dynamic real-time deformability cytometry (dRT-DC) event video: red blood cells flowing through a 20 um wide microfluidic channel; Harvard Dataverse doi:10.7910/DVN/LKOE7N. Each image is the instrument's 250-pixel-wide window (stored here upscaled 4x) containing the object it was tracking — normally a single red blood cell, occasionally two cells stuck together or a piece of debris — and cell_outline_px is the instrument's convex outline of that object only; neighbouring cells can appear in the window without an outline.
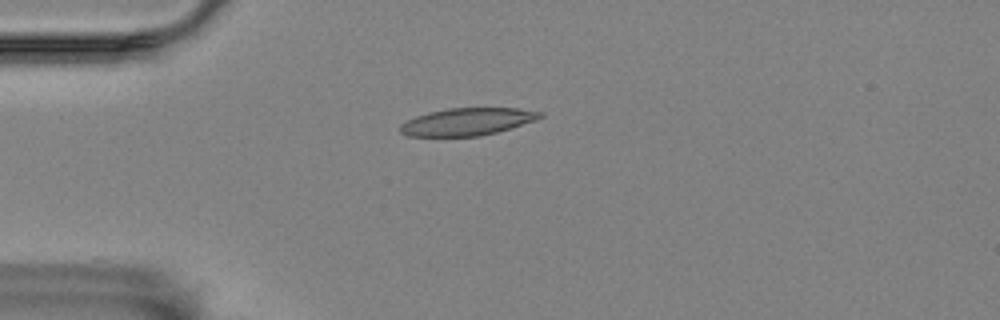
{"species": "Egyptian fruit bat (a non-hibernating species)", "species_latin": "Rousettus aegyptiacus", "temperature_condition": "room temperature", "stored_images_in_passage": 43, "camera_frame_rate_fps": 3000, "um_per_image_px": 0.085, "animal": {"sex": "female"}, "frame": {"image": 1, "passage_image": 1, "time_ms": 0.0, "image_size_px": [1000, 320], "cell_outline_px": [[544, 116], [536, 120], [496, 132], [480, 136], [408, 136], [400, 132], [400, 124], [416, 116], [428, 112], [448, 108], [516, 108], [544, 112]], "centroid_in_image_um": [39.72, 10.34], "position_along_channel_um": 45.3, "area_um2": 22.25}}
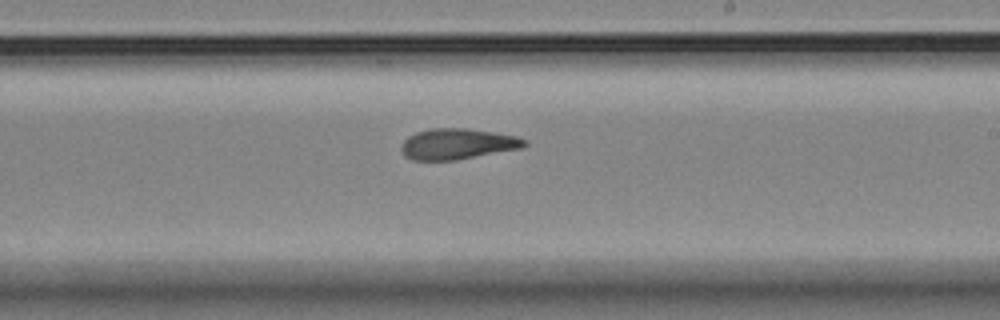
{"frame": {"image": 2, "passage_image": 20, "time_ms": 6.333, "image_size_px": [1000, 320], "cell_outline_px": [[528, 144], [524, 148], [456, 160], [412, 160], [400, 148], [404, 140], [408, 136], [416, 132], [432, 128], [468, 128], [516, 136], [528, 140]], "centroid_in_image_um": [38.94, 12.23], "position_along_channel_um": 250.1, "area_um2": 22.14}}
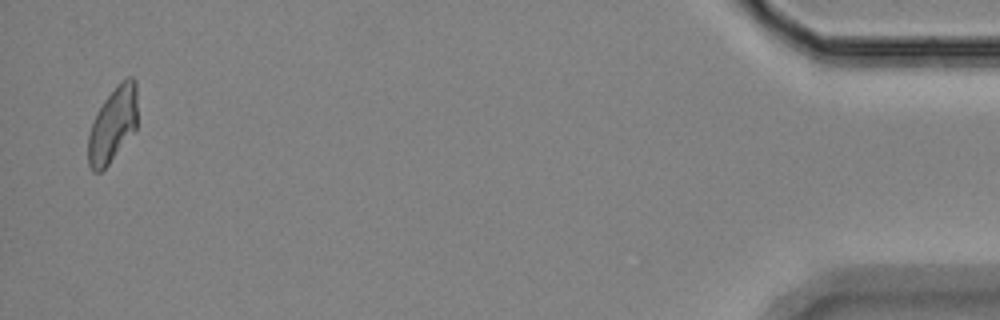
{"frame": {"image": 3, "passage_image": 42, "time_ms": 13.667, "image_size_px": [1000, 320], "cell_outline_px": [[136, 128], [108, 164], [100, 172], [92, 172], [88, 164], [88, 136], [96, 112], [104, 100], [116, 84], [128, 76], [132, 76], [136, 80]], "centroid_in_image_um": [9.57, 10.56], "position_along_channel_um": 425.6, "area_um2": 21.39}, "authors_computed_cell_mechanics": {"area_um2": 22.253, "velocity_mm_per_s": 3.5161, "shape_relaxation_time_tau1_ms": null, "shape_relaxation_time_tau2_ms": 4.576, "deformation_change_tau1": null, "deformation_change_tau2": 0.12}}